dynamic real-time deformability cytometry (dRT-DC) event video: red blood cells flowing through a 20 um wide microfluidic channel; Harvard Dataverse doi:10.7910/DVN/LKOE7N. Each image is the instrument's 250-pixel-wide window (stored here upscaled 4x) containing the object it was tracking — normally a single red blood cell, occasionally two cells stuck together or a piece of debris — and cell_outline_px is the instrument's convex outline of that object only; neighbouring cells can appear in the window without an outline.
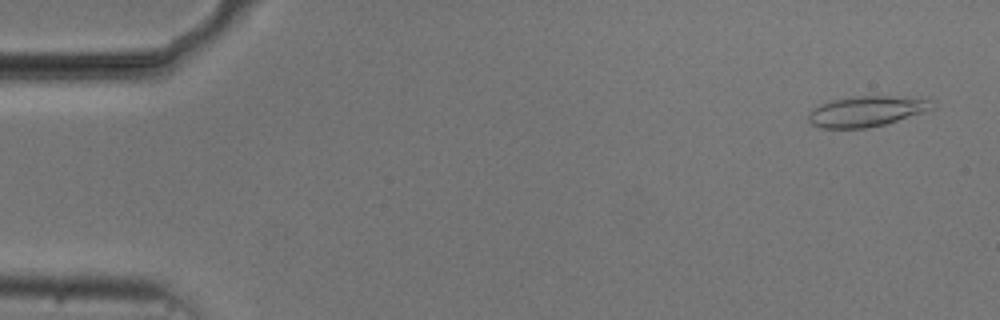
{"species": "common noctule bat (a hibernating species)", "species_latin": "Nyctalus noctula", "temperature_condition": "cold", "stored_images_in_passage": 54, "camera_frame_rate_fps": 3000, "um_per_image_px": 0.085, "animal": {"sex": "male", "body_mass_g": 20.5, "forearm_length_mm": 52.5}, "frame": {"image": 1, "passage_image": 3, "time_ms": 0.667, "image_size_px": [1000, 320], "cell_outline_px": [[936, 108], [884, 124], [864, 128], [820, 128], [812, 124], [808, 120], [808, 116], [820, 104], [832, 100], [856, 96], [928, 96]], "centroid_in_image_um": [73.75, 9.43], "position_along_channel_um": 11.2, "area_um2": 22.08}}
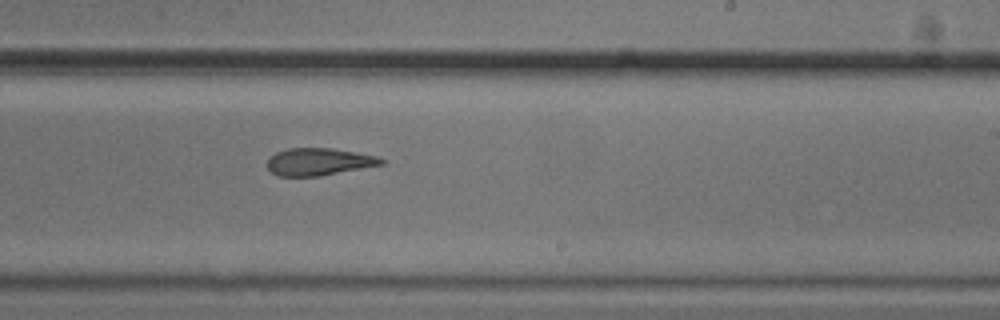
{"frame": {"image": 2, "passage_image": 33, "time_ms": 10.667, "image_size_px": [1000, 320], "cell_outline_px": [[384, 164], [320, 176], [276, 176], [268, 168], [268, 156], [276, 152], [288, 148], [332, 148], [376, 156], [384, 160]], "centroid_in_image_um": [27.06, 13.75], "position_along_channel_um": 261.9, "area_um2": 18.09}}
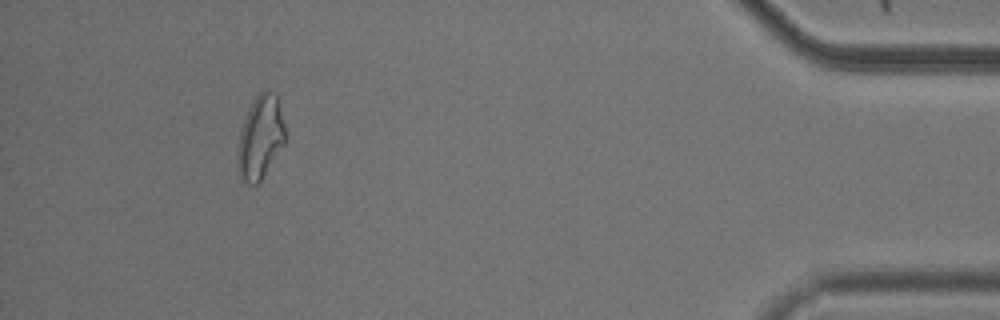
{"frame": {"image": 3, "passage_image": 50, "time_ms": 16.333, "image_size_px": [1000, 320], "cell_outline_px": [[284, 144], [260, 184], [248, 184], [240, 180], [236, 160], [236, 152], [240, 132], [248, 108], [252, 100], [260, 92], [276, 92], [284, 124]], "centroid_in_image_um": [22.1, 11.74], "position_along_channel_um": 413.1, "area_um2": 23.35}, "authors_computed_cell_mechanics": {"area_um2": 20.3745, "velocity_mm_per_s": 3.7319, "shape_relaxation_time_tau1_ms": null, "shape_relaxation_time_tau2_ms": 9.4481, "deformation_change_tau1": null, "deformation_change_tau2": 0.1982}}